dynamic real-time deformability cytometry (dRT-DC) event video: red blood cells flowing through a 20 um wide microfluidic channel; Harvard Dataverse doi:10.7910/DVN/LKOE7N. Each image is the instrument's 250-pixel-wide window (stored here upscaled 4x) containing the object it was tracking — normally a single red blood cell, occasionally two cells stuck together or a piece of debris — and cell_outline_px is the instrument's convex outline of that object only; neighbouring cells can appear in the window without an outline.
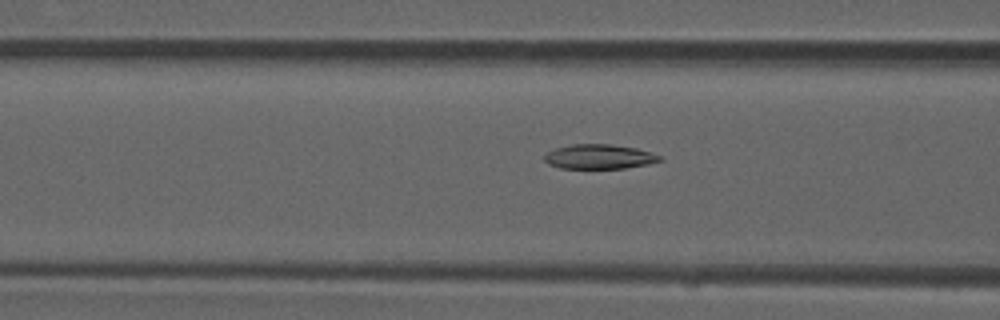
{"species": "common noctule bat (a hibernating species)", "species_latin": "Nyctalus noctula", "temperature_condition": "room temperature", "stored_images_in_passage": 44, "camera_frame_rate_fps": 3000, "um_per_image_px": 0.085, "animal": {"sex": "male", "forearm_length_mm": 52.5}, "frame": {"image": 1, "passage_image": 20, "time_ms": 6.333, "image_size_px": [1000, 320], "cell_outline_px": [[664, 160], [648, 164], [624, 168], [560, 168], [548, 164], [544, 160], [544, 156], [548, 152], [556, 148], [572, 144], [612, 144], [636, 148], [660, 156]], "centroid_in_image_um": [50.92, 13.32], "position_along_channel_um": 115.7, "area_um2": 16.42}}
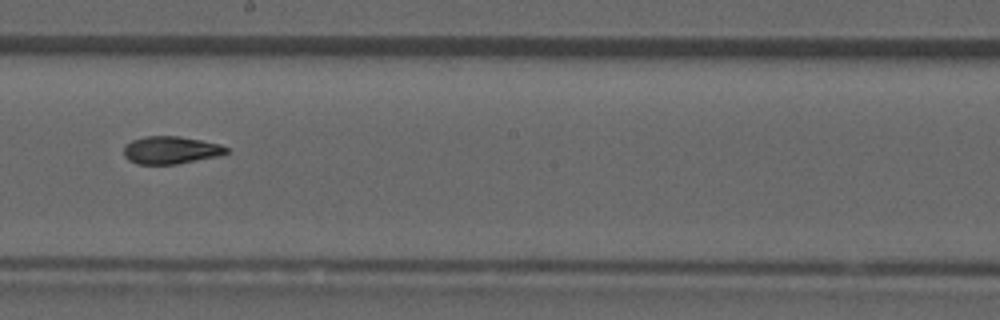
{"frame": {"image": 2, "passage_image": 29, "time_ms": 9.333, "image_size_px": [1000, 320], "cell_outline_px": [[228, 152], [220, 156], [176, 164], [136, 164], [128, 160], [124, 156], [124, 144], [132, 140], [144, 136], [180, 136], [220, 144], [228, 148]], "centroid_in_image_um": [14.5, 12.76], "position_along_channel_um": 233.7, "area_um2": 16.65}}
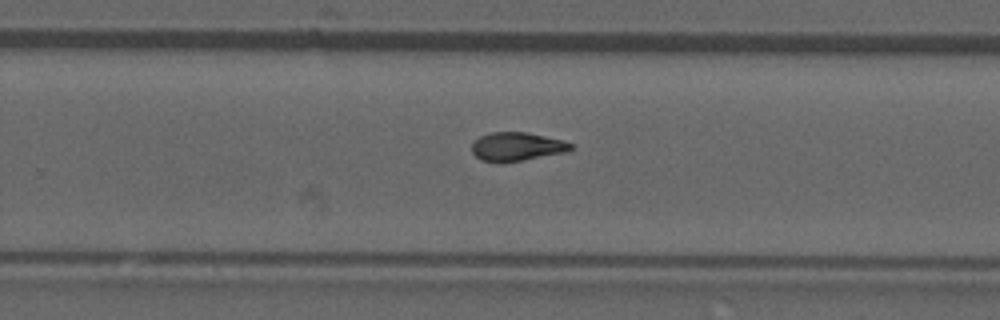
{"frame": {"image": 3, "passage_image": 33, "time_ms": 10.667, "image_size_px": [1000, 320], "cell_outline_px": [[572, 148], [568, 152], [524, 160], [500, 164], [496, 164], [480, 160], [472, 152], [472, 144], [480, 136], [488, 132], [524, 132], [564, 140], [572, 144]], "centroid_in_image_um": [43.91, 12.49], "position_along_channel_um": 285.9, "area_um2": 16.82}, "authors_computed_cell_mechanics": {"area_um2": 17.1088, "velocity_mm_per_s": 3.9341, "shape_relaxation_time_tau1_ms": 11.0113, "shape_relaxation_time_tau2_ms": 3.2722, "deformation_change_tau1": 0.2494, "deformation_change_tau2": 0.0985}}